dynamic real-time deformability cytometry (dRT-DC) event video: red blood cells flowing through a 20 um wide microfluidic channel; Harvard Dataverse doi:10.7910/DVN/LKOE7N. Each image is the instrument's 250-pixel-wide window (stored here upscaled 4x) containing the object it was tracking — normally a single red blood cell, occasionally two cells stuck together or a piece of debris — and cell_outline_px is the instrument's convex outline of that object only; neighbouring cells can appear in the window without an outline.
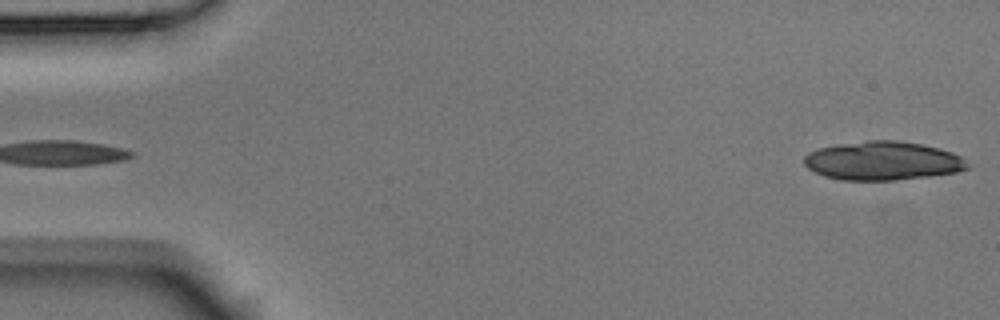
{"species": "Egyptian fruit bat (a non-hibernating species)", "species_latin": "Rousettus aegyptiacus", "temperature_condition": "room temperature", "stored_images_in_passage": 4, "segment_of_instrument_passage": [2, 2], "camera_frame_rate_fps": 3000, "um_per_image_px": 0.085, "animal": {"sex": "male"}, "frame": {"image": 1, "passage_image": 4, "time_ms": 1.0, "image_size_px": [1000, 320], "cell_outline_px": [[968, 168], [956, 172], [928, 176], [896, 180], [840, 180], [824, 176], [808, 168], [804, 164], [804, 156], [808, 152], [820, 148], [840, 144], [868, 140], [896, 140], [920, 144], [940, 148], [952, 152], [960, 156], [968, 164]], "centroid_in_image_um": [75.02, 13.67], "position_along_channel_um": 10.0, "area_um2": 36.7}}